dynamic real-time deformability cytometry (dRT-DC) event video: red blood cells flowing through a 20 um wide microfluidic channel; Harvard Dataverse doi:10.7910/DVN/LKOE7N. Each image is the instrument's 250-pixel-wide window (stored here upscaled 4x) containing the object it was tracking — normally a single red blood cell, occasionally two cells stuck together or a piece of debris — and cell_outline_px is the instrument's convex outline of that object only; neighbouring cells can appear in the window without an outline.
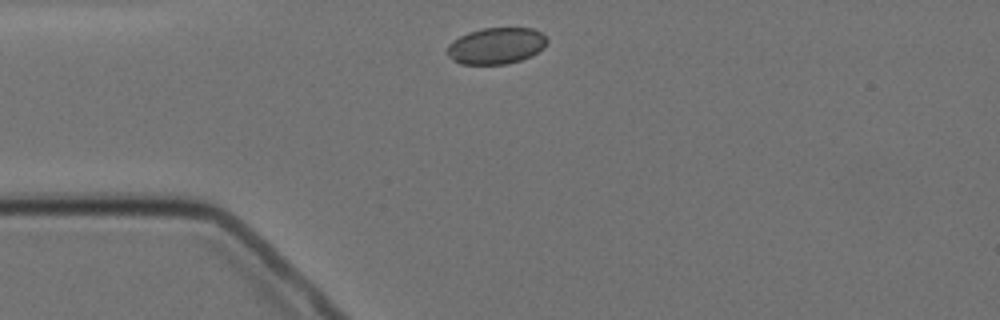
{"species": "Egyptian fruit bat (a non-hibernating species)", "species_latin": "Rousettus aegyptiacus", "temperature_condition": "cold", "stored_images_in_passage": 6, "camera_frame_rate_fps": 3000, "um_per_image_px": 0.085, "animal": {"sex": "female"}, "frame": {"image": 1, "passage_image": 1, "time_ms": 0.0, "image_size_px": [1000, 320], "cell_outline_px": [[548, 40], [544, 48], [520, 60], [508, 64], [460, 64], [452, 60], [448, 56], [448, 44], [460, 36], [468, 32], [484, 28], [532, 28], [540, 32]], "centroid_in_image_um": [42.16, 3.89], "position_along_channel_um": 42.8, "area_um2": 21.04}}
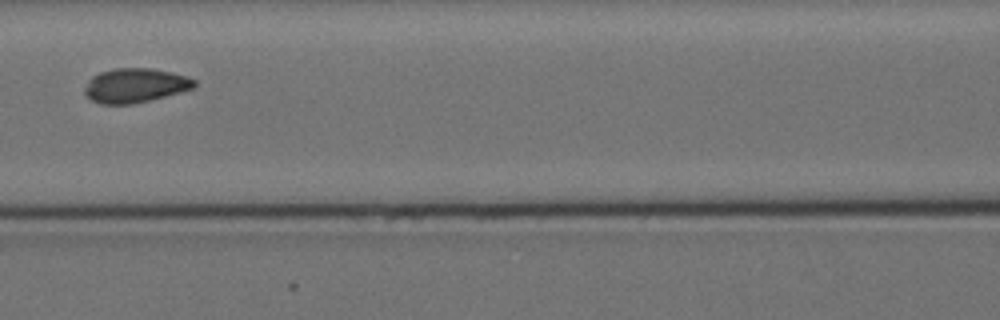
{"frame": {"image": 2, "passage_image": 4, "time_ms": 3.667, "image_size_px": [1000, 320], "cell_outline_px": [[196, 88], [132, 104], [100, 104], [92, 100], [84, 92], [84, 88], [88, 80], [92, 76], [100, 72], [112, 68], [152, 68], [172, 72], [196, 80]], "centroid_in_image_um": [11.48, 7.25], "position_along_channel_um": 155.1, "area_um2": 21.91}}
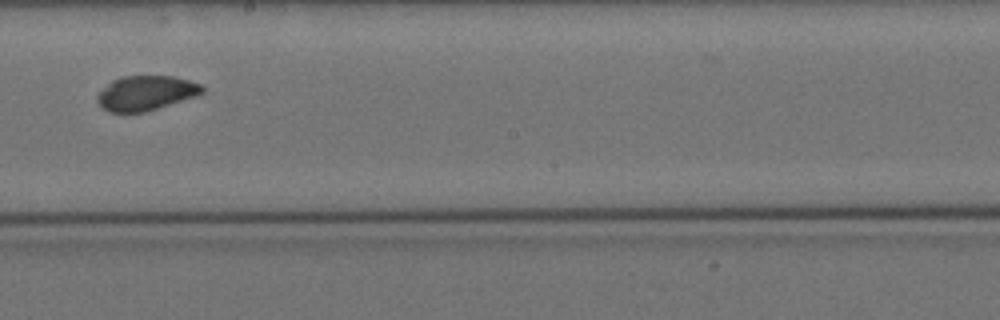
{"frame": {"image": 3, "passage_image": 6, "time_ms": 6.0, "image_size_px": [1000, 320], "cell_outline_px": [[204, 92], [144, 112], [124, 116], [108, 112], [96, 100], [96, 96], [112, 80], [124, 76], [172, 76], [188, 80], [200, 84], [204, 88]], "centroid_in_image_um": [12.32, 7.94], "position_along_channel_um": 235.9, "area_um2": 21.15}}